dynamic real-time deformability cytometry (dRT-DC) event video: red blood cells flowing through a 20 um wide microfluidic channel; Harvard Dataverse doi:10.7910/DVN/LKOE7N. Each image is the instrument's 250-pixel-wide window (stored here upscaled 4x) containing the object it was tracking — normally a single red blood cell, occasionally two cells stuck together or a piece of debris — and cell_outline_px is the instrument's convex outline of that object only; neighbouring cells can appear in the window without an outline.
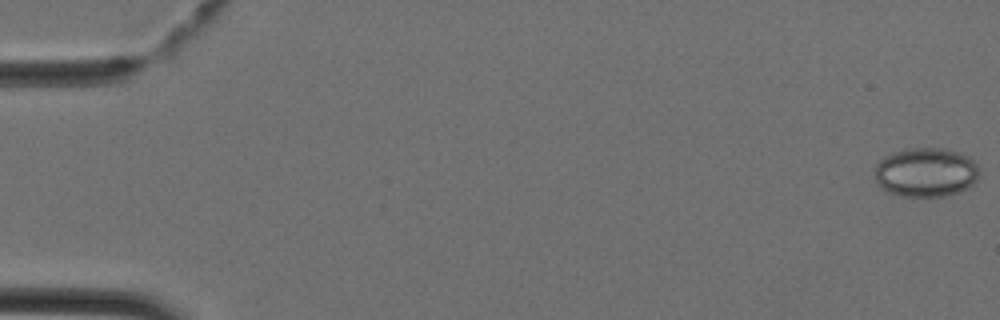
{"species": "Egyptian fruit bat (a non-hibernating species)", "species_latin": "Rousettus aegyptiacus", "temperature_condition": "cold", "stored_images_in_passage": 44, "camera_frame_rate_fps": 3000, "um_per_image_px": 0.085, "animal": {"sex": "female"}, "frame": {"image": 1, "passage_image": 1, "time_ms": 0.0, "image_size_px": [1000, 320], "cell_outline_px": [[976, 180], [968, 188], [944, 196], [904, 196], [892, 192], [884, 188], [876, 180], [876, 164], [884, 156], [908, 148], [944, 148], [968, 156], [976, 164]], "centroid_in_image_um": [78.7, 14.63], "position_along_channel_um": 6.3, "area_um2": 29.3}}
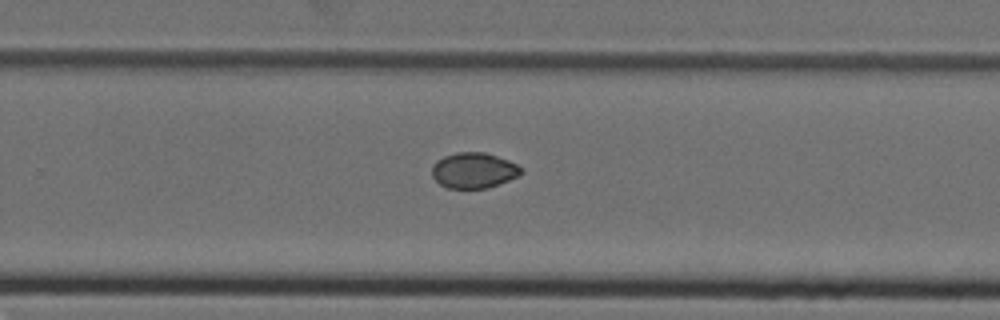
{"frame": {"image": 2, "passage_image": 29, "time_ms": 9.333, "image_size_px": [1000, 320], "cell_outline_px": [[524, 172], [508, 180], [488, 188], [448, 188], [440, 184], [432, 176], [432, 164], [436, 160], [444, 156], [456, 152], [484, 152], [508, 160], [524, 168]], "centroid_in_image_um": [40.26, 14.47], "position_along_channel_um": 289.5, "area_um2": 18.5}}
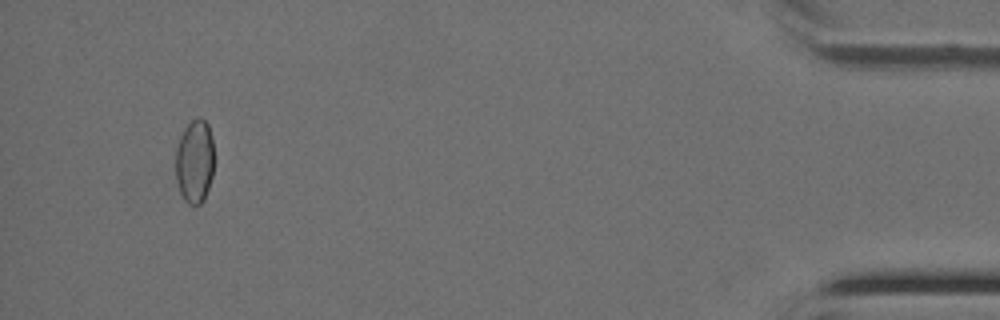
{"frame": {"image": 3, "passage_image": 42, "time_ms": 13.667, "image_size_px": [1000, 320], "cell_outline_px": [[216, 160], [212, 176], [204, 200], [200, 204], [188, 204], [184, 200], [176, 184], [176, 148], [180, 136], [184, 128], [192, 120], [200, 116], [208, 124], [212, 140]], "centroid_in_image_um": [16.57, 13.71], "position_along_channel_um": 418.6, "area_um2": 19.19}}